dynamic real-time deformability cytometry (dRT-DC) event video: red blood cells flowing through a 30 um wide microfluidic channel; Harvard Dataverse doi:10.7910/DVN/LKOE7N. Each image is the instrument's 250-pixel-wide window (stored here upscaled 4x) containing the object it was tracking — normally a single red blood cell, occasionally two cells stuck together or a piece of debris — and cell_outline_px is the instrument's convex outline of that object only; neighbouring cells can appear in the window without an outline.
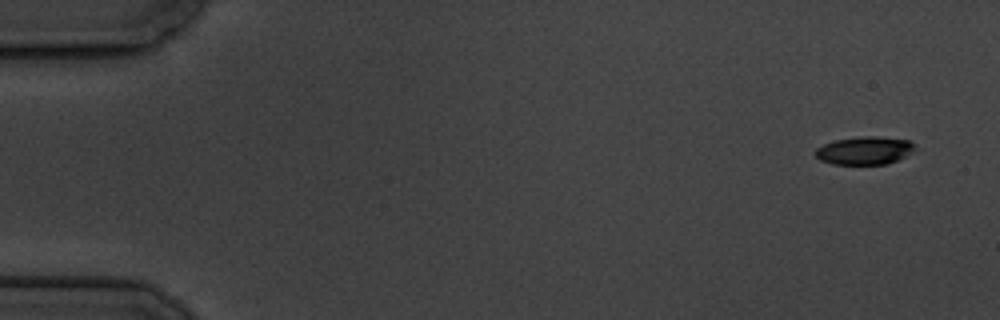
{"species": "common noctule bat (a hibernating species)", "species_latin": "Nyctalus noctula", "temperature_condition": "cold", "stored_images_in_passage": 11, "camera_frame_rate_fps": 3000, "um_per_image_px": 0.085, "animal": {"sex": "male", "body_mass_g": 19.5, "forearm_length_mm": 54.6}, "frame": {"image": 1, "passage_image": 1, "time_ms": 0.0, "image_size_px": [1000, 320], "cell_outline_px": [[916, 148], [904, 156], [888, 164], [832, 164], [820, 160], [816, 156], [816, 148], [824, 144], [836, 140], [864, 136], [872, 136], [908, 140], [916, 144]], "centroid_in_image_um": [73.49, 12.8], "position_along_channel_um": 11.5, "area_um2": 16.01}}
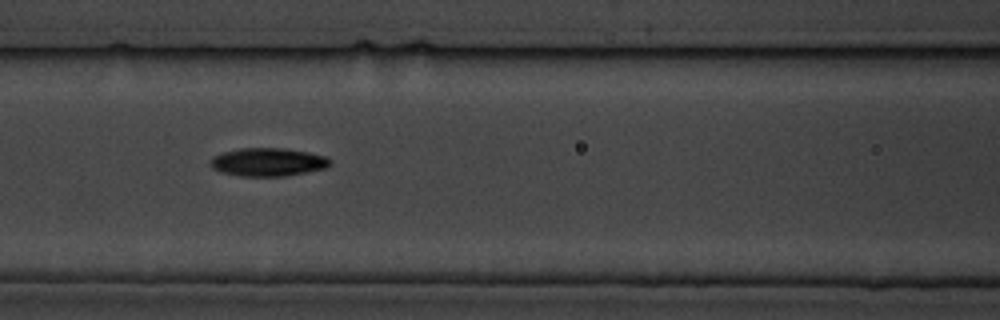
{"frame": {"image": 2, "passage_image": 7, "time_ms": 7.667, "image_size_px": [1000, 320], "cell_outline_px": [[332, 164], [324, 168], [284, 176], [240, 176], [220, 172], [212, 168], [208, 164], [212, 156], [224, 152], [240, 148], [284, 148], [308, 152], [328, 156], [332, 160]], "centroid_in_image_um": [22.76, 13.77], "position_along_channel_um": 143.8, "area_um2": 19.83}}
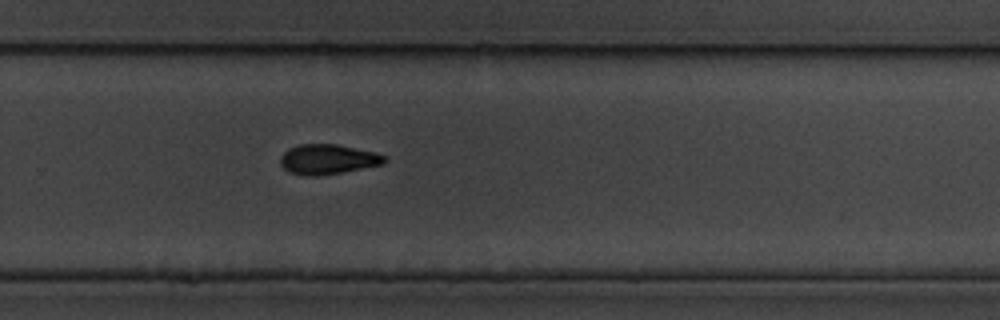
{"frame": {"image": 3, "passage_image": 11, "time_ms": 12.333, "image_size_px": [1000, 320], "cell_outline_px": [[388, 160], [384, 164], [340, 172], [316, 176], [308, 176], [288, 172], [280, 164], [280, 156], [288, 148], [300, 144], [336, 144], [376, 152], [384, 156]], "centroid_in_image_um": [27.84, 13.53], "position_along_channel_um": 302.0, "area_um2": 18.15}}